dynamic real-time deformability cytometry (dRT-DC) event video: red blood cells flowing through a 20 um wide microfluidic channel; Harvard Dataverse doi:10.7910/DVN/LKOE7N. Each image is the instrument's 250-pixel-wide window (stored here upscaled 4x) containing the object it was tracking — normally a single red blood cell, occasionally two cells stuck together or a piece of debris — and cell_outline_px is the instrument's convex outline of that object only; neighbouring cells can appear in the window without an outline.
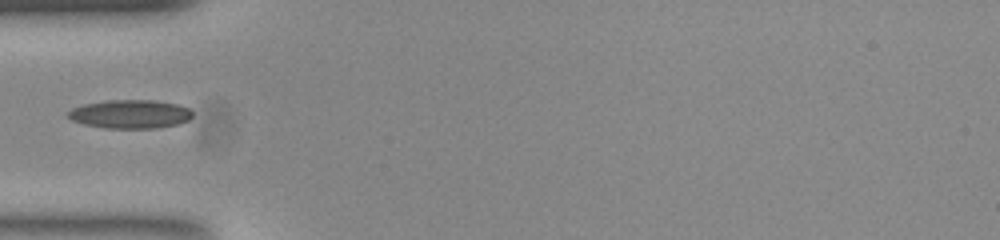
{"species": "common noctule bat (a hibernating species)", "species_latin": "Nyctalus noctula", "temperature_condition": "room temperature", "stored_images_in_passage": 37, "camera_frame_rate_fps": 3000, "um_per_image_px": 0.085, "animal": {"sex": "female", "body_mass_g": 23.0, "forearm_length_mm": 53.4}, "frame": {"image": 1, "passage_image": 1, "time_ms": 0.0, "image_size_px": [1000, 240], "cell_outline_px": [[192, 116], [188, 120], [180, 124], [156, 128], [108, 128], [84, 124], [72, 120], [68, 116], [68, 112], [72, 108], [84, 104], [104, 100], [152, 100], [176, 104], [188, 108], [192, 112]], "centroid_in_image_um": [11.07, 9.69], "position_along_channel_um": 73.9, "area_um2": 20.69}}
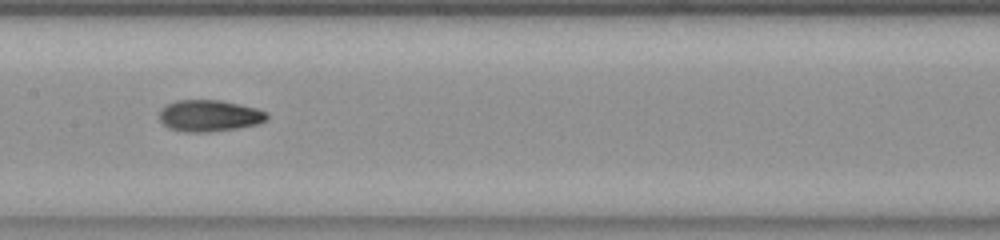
{"frame": {"image": 2, "passage_image": 10, "time_ms": 3.0, "image_size_px": [1000, 240], "cell_outline_px": [[268, 116], [264, 120], [256, 124], [236, 128], [208, 132], [184, 132], [168, 128], [160, 120], [160, 108], [176, 100], [220, 100], [256, 108], [268, 112]], "centroid_in_image_um": [17.76, 9.83], "position_along_channel_um": 189.6, "area_um2": 19.65}}
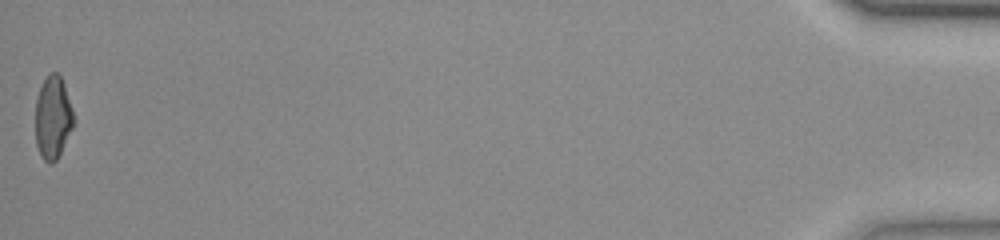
{"frame": {"image": 3, "passage_image": 37, "time_ms": 12.0, "image_size_px": [1000, 240], "cell_outline_px": [[76, 120], [56, 160], [52, 164], [44, 160], [40, 156], [36, 144], [36, 100], [40, 88], [44, 80], [52, 72], [56, 72], [60, 76], [64, 84]], "centroid_in_image_um": [4.5, 10.01], "position_along_channel_um": 430.7, "area_um2": 18.26}}